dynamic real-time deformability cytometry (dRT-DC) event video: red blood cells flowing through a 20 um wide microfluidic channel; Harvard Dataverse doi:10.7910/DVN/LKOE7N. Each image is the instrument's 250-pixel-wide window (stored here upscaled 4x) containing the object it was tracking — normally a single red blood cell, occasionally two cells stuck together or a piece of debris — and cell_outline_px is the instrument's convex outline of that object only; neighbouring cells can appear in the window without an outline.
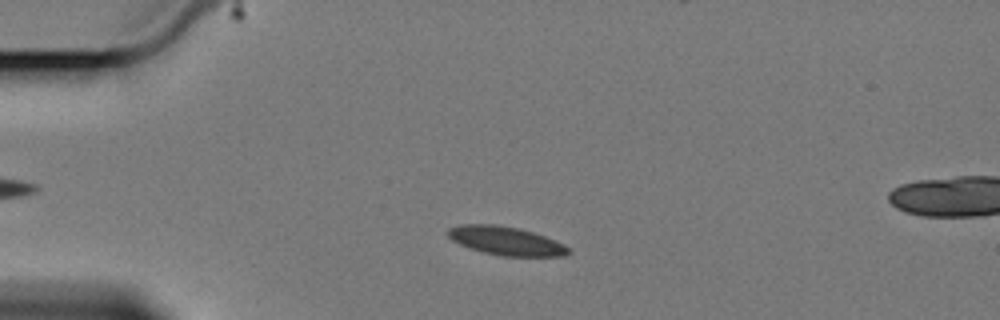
{"species": "Egyptian fruit bat (a non-hibernating species)", "species_latin": "Rousettus aegyptiacus", "temperature_condition": "cold", "stored_images_in_passage": 5, "camera_frame_rate_fps": 3000, "um_per_image_px": 0.085, "animal": {"sex": "female"}, "frame": {"image": 1, "passage_image": 2, "time_ms": 1.0, "image_size_px": [1000, 320], "cell_outline_px": [[572, 252], [564, 256], [500, 256], [484, 252], [460, 244], [452, 240], [448, 236], [448, 228], [460, 224], [496, 224], [516, 228], [532, 232], [544, 236], [564, 244], [572, 248]], "centroid_in_image_um": [43.04, 20.47], "position_along_channel_um": 42.0, "area_um2": 20.0}}
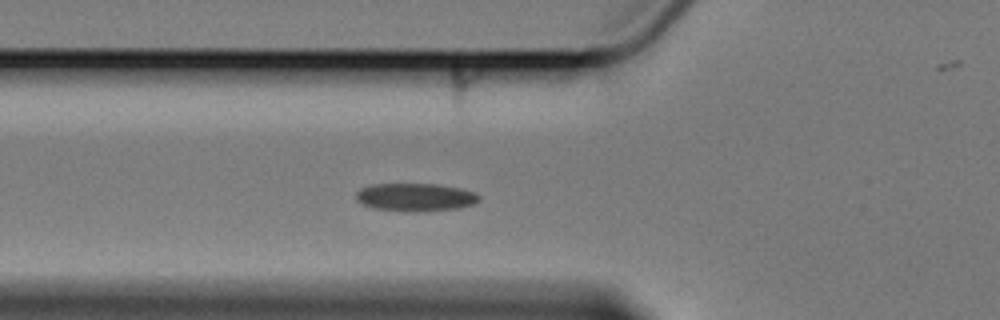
{"frame": {"image": 2, "passage_image": 4, "time_ms": 3.333, "image_size_px": [1000, 320], "cell_outline_px": [[480, 200], [476, 204], [460, 208], [412, 212], [408, 212], [372, 208], [356, 200], [356, 192], [360, 188], [372, 184], [436, 184], [460, 188], [476, 192], [480, 196]], "centroid_in_image_um": [35.34, 16.76], "position_along_channel_um": 90.5, "area_um2": 20.29}}